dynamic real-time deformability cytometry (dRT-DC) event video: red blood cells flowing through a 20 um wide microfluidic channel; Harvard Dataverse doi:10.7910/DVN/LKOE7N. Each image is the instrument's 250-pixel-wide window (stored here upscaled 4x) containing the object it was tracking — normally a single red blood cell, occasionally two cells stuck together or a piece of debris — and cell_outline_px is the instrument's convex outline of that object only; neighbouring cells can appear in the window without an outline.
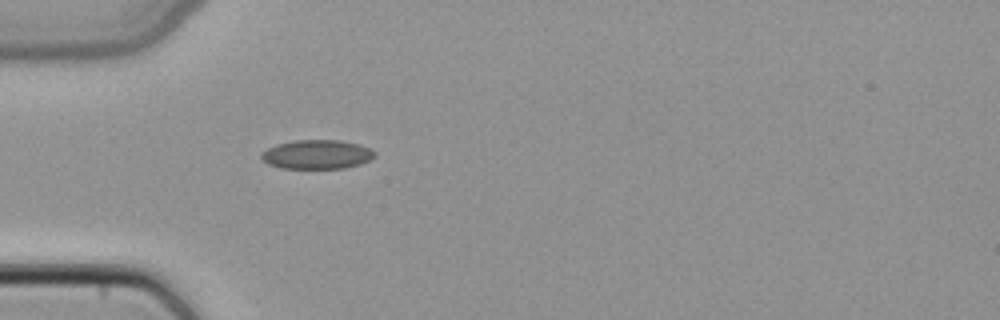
{"species": "common noctule bat (a hibernating species)", "species_latin": "Nyctalus noctula", "temperature_condition": "cold", "stored_images_in_passage": 28, "camera_frame_rate_fps": 3000, "um_per_image_px": 0.085, "animal": {"sex": "female", "body_mass_g": 22.7, "forearm_length_mm": 54.2}, "frame": {"image": 1, "passage_image": 1, "time_ms": 0.0, "image_size_px": [1000, 320], "cell_outline_px": [[376, 156], [360, 164], [344, 168], [280, 168], [268, 164], [260, 156], [260, 152], [276, 144], [296, 140], [340, 140], [356, 144], [368, 148], [376, 152]], "centroid_in_image_um": [26.91, 13.12], "position_along_channel_um": 58.1, "area_um2": 19.13}}
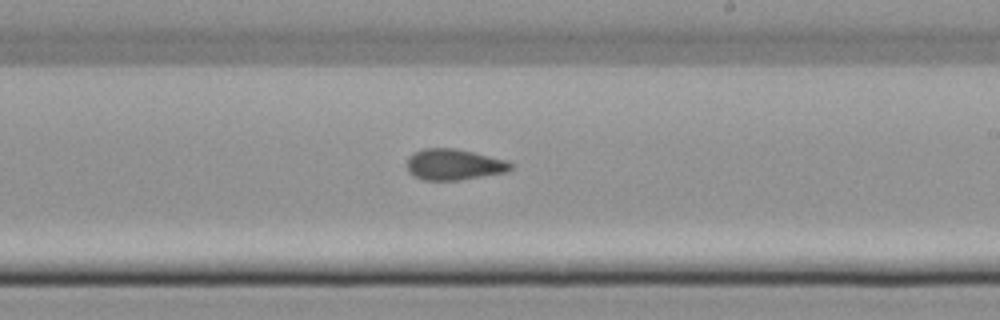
{"frame": {"image": 2, "passage_image": 15, "time_ms": 4.667, "image_size_px": [1000, 320], "cell_outline_px": [[516, 164], [508, 172], [460, 180], [424, 180], [412, 176], [408, 172], [408, 156], [412, 152], [424, 148], [456, 148], [508, 160]], "centroid_in_image_um": [38.61, 13.98], "position_along_channel_um": 250.4, "area_um2": 19.13}}
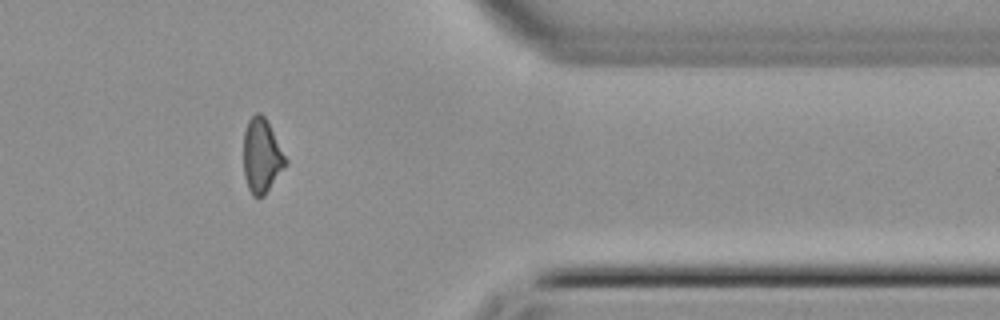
{"frame": {"image": 3, "passage_image": 26, "time_ms": 8.333, "image_size_px": [1000, 320], "cell_outline_px": [[288, 164], [264, 196], [252, 196], [248, 188], [244, 176], [244, 132], [248, 120], [256, 112], [260, 112], [264, 116], [288, 160]], "centroid_in_image_um": [22.25, 13.26], "position_along_channel_um": 389.1, "area_um2": 18.21}}